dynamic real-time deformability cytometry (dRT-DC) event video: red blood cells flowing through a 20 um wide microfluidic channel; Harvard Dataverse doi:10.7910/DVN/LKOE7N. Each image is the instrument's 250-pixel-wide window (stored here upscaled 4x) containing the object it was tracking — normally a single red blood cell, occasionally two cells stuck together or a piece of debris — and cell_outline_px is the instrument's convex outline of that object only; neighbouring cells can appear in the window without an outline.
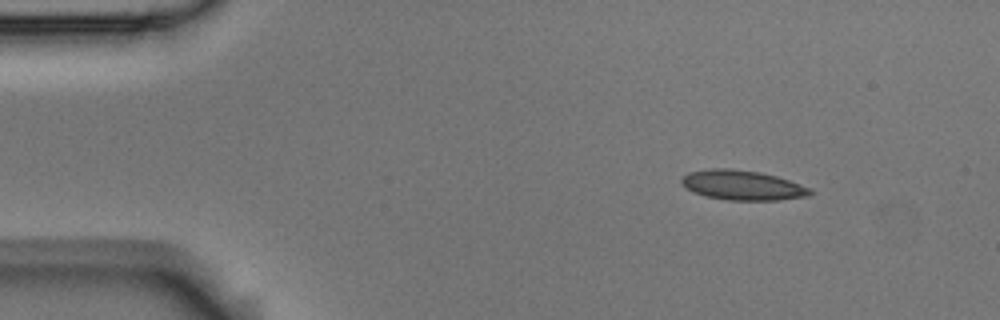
{"species": "Egyptian fruit bat (a non-hibernating species)", "species_latin": "Rousettus aegyptiacus", "temperature_condition": "room temperature", "stored_images_in_passage": 6, "camera_frame_rate_fps": 3000, "um_per_image_px": 0.085, "animal": {"sex": "male"}, "frame": {"image": 1, "passage_image": 1, "time_ms": 0.0, "image_size_px": [1000, 320], "cell_outline_px": [[816, 192], [808, 196], [776, 200], [728, 200], [708, 196], [692, 192], [680, 180], [688, 172], [712, 168], [728, 168], [760, 172], [776, 176], [812, 188]], "centroid_in_image_um": [63.15, 15.74], "position_along_channel_um": 21.8, "area_um2": 22.2}}
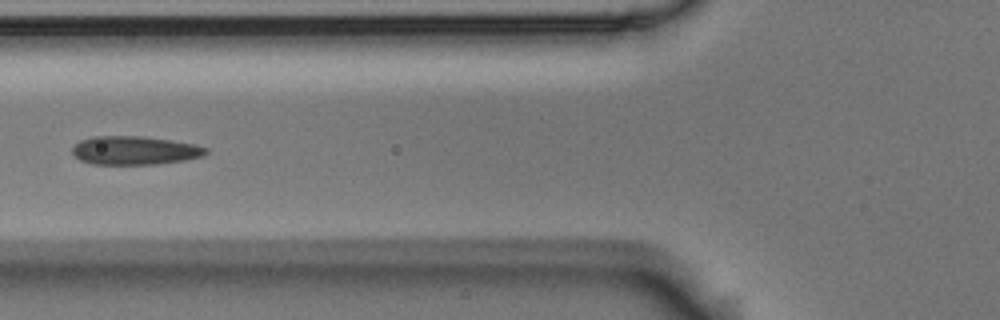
{"frame": {"image": 2, "passage_image": 5, "time_ms": 1.333, "image_size_px": [1000, 320], "cell_outline_px": [[208, 152], [200, 156], [184, 160], [156, 164], [92, 164], [80, 160], [72, 152], [72, 148], [80, 140], [92, 136], [144, 136], [196, 144], [208, 148]], "centroid_in_image_um": [11.44, 12.78], "position_along_channel_um": 114.4, "area_um2": 22.2}}
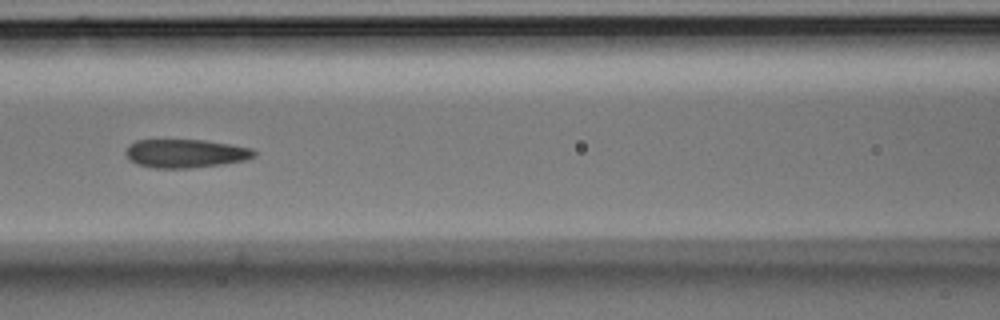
{"frame": {"image": 3, "passage_image": 6, "time_ms": 1.667, "image_size_px": [1000, 320], "cell_outline_px": [[256, 156], [244, 160], [220, 164], [188, 168], [156, 168], [136, 164], [128, 160], [124, 152], [128, 144], [136, 140], [204, 140], [252, 148], [256, 152]], "centroid_in_image_um": [15.71, 13.04], "position_along_channel_um": 150.9, "area_um2": 21.33}}